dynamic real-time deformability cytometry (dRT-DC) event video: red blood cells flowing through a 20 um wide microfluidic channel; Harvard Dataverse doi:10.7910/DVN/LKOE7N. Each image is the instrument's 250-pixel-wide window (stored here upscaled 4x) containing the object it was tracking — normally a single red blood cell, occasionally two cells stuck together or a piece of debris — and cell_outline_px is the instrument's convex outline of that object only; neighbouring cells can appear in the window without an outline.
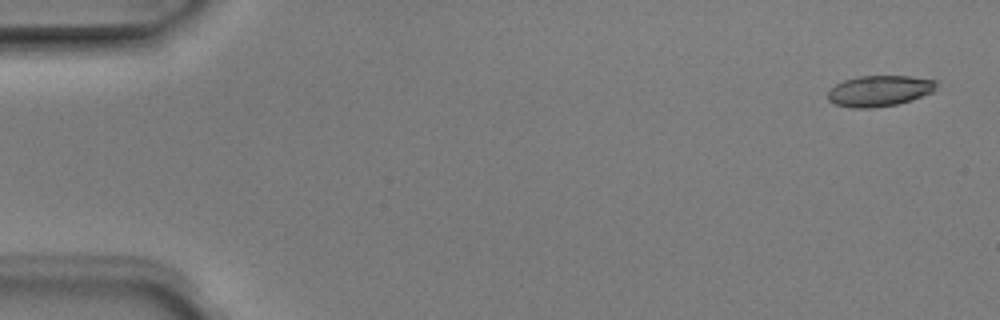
{"species": "Egyptian fruit bat (a non-hibernating species)", "species_latin": "Rousettus aegyptiacus", "temperature_condition": "room temperature", "stored_images_in_passage": 7, "camera_frame_rate_fps": 3000, "um_per_image_px": 0.085, "animal": {"sex": "male"}, "frame": {"image": 1, "passage_image": 1, "time_ms": 0.0, "image_size_px": [1000, 320], "cell_outline_px": [[940, 80], [936, 88], [932, 92], [912, 100], [896, 104], [872, 108], [852, 108], [836, 104], [828, 100], [828, 92], [836, 84], [844, 80], [860, 76], [908, 76]], "centroid_in_image_um": [74.79, 7.72], "position_along_channel_um": 10.2, "area_um2": 19.59}}
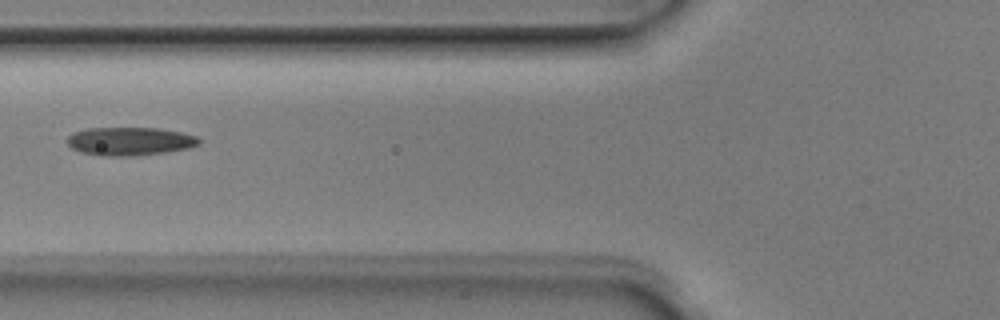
{"frame": {"image": 2, "passage_image": 6, "time_ms": 1.667, "image_size_px": [1000, 320], "cell_outline_px": [[200, 144], [188, 148], [164, 152], [136, 156], [104, 156], [80, 152], [72, 148], [64, 140], [72, 132], [88, 128], [156, 128], [180, 132], [196, 136], [200, 140]], "centroid_in_image_um": [10.98, 12.01], "position_along_channel_um": 114.8, "area_um2": 21.79}}
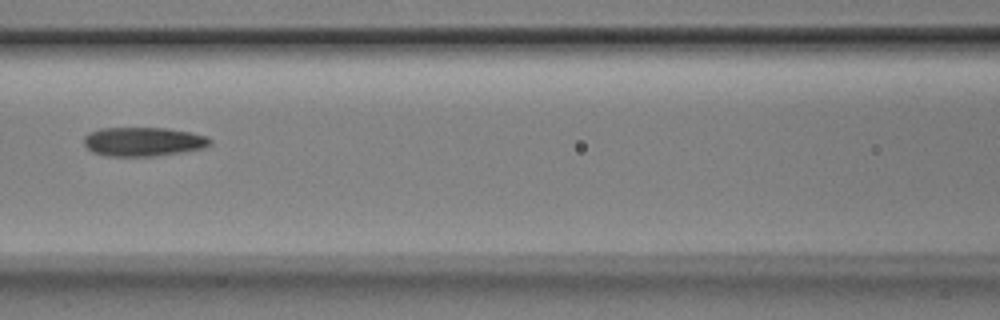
{"frame": {"image": 3, "passage_image": 7, "time_ms": 2.0, "image_size_px": [1000, 320], "cell_outline_px": [[212, 144], [204, 148], [180, 152], [152, 156], [108, 156], [92, 152], [84, 144], [84, 136], [88, 132], [100, 128], [168, 128], [188, 132], [204, 136], [212, 140]], "centroid_in_image_um": [12.14, 12.04], "position_along_channel_um": 154.5, "area_um2": 21.27}}